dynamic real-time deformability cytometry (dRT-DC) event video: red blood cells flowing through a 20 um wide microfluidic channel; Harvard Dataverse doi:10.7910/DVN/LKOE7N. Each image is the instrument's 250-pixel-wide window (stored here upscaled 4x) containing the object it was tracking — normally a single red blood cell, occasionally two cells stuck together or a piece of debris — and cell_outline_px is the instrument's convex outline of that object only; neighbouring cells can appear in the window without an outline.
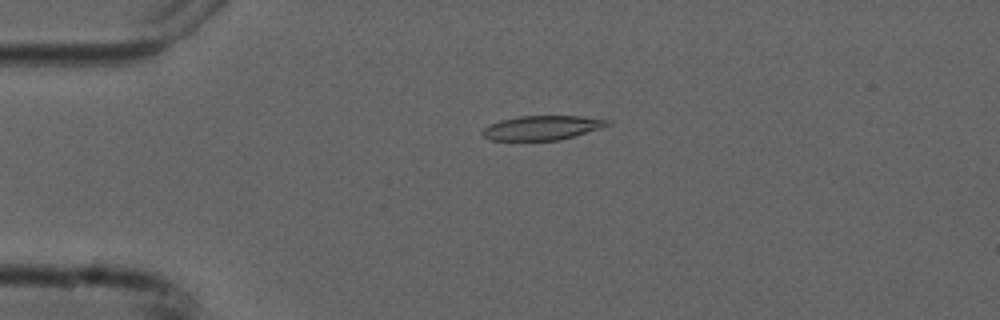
{"species": "common noctule bat (a hibernating species)", "species_latin": "Nyctalus noctula", "temperature_condition": "cold", "stored_images_in_passage": 3, "camera_frame_rate_fps": 3000, "um_per_image_px": 0.085, "animal": {"sex": "male", "forearm_length_mm": 52.5}, "frame": {"image": 1, "passage_image": 2, "time_ms": 1.333, "image_size_px": [1000, 320], "cell_outline_px": [[612, 124], [600, 128], [560, 140], [492, 140], [484, 136], [480, 132], [488, 124], [500, 120], [520, 116], [580, 116], [612, 120]], "centroid_in_image_um": [46.08, 10.85], "position_along_channel_um": 38.9, "area_um2": 17.69}}